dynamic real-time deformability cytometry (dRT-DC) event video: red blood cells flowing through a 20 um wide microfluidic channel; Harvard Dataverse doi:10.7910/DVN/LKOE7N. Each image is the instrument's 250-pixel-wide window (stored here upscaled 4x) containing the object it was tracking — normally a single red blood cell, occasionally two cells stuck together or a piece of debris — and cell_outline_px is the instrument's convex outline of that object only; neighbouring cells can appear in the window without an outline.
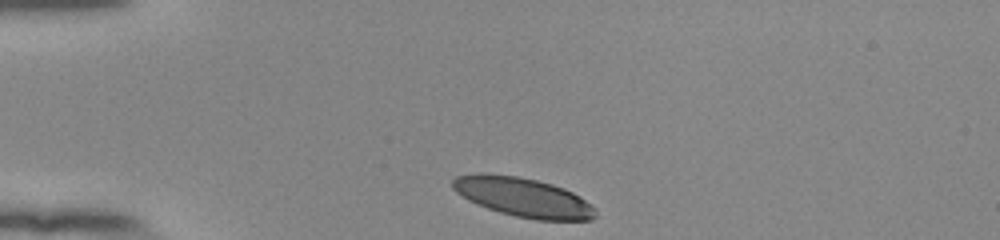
{"species": "human", "species_latin": "Homo sapiens", "temperature_condition": "room temperature", "stored_images_in_passage": 33, "camera_frame_rate_fps": 3000, "um_per_image_px": 0.085, "donor": {"sex": "female"}, "frame": {"image": 1, "passage_image": 1, "time_ms": 0.0, "image_size_px": [1000, 240], "cell_outline_px": [[596, 216], [592, 220], [536, 220], [516, 216], [500, 212], [476, 204], [468, 200], [456, 192], [452, 188], [452, 180], [456, 176], [476, 172], [484, 172], [516, 176], [536, 180], [552, 184], [564, 188], [580, 196], [596, 208]], "centroid_in_image_um": [44.45, 16.75], "position_along_channel_um": 40.6, "area_um2": 32.89}}
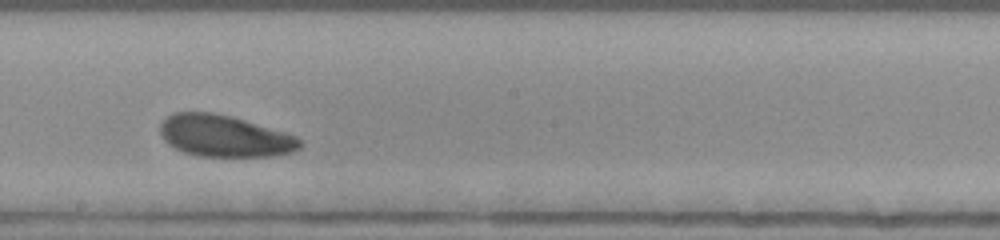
{"frame": {"image": 2, "passage_image": 19, "time_ms": 6.0, "image_size_px": [1000, 240], "cell_outline_px": [[300, 148], [292, 152], [272, 156], [196, 156], [184, 152], [168, 144], [164, 140], [160, 132], [160, 124], [172, 112], [212, 112], [232, 116], [284, 132], [296, 136], [300, 140]], "centroid_in_image_um": [19.05, 11.56], "position_along_channel_um": 229.1, "area_um2": 33.81}}
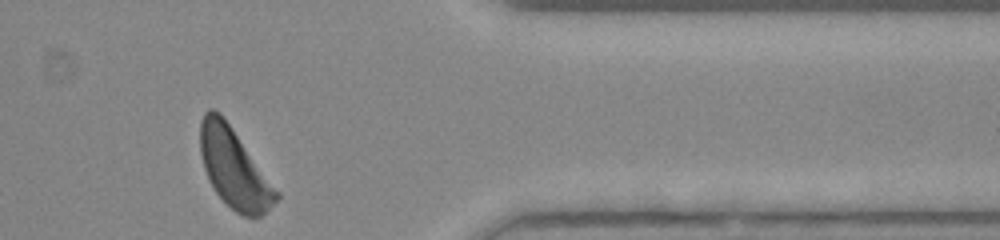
{"frame": {"image": 3, "passage_image": 33, "time_ms": 10.667, "image_size_px": [1000, 240], "cell_outline_px": [[280, 196], [260, 216], [244, 216], [236, 212], [216, 192], [204, 168], [200, 152], [200, 120], [204, 112], [208, 108], [212, 108], [220, 112], [224, 116], [280, 192]], "centroid_in_image_um": [19.89, 14.23], "position_along_channel_um": 391.5, "area_um2": 34.91}, "authors_computed_cell_mechanics": {"area_um2": 34.7378, "velocity_mm_per_s": 3.8249, "shape_relaxation_time_tau1_ms": 2.3258, "shape_relaxation_time_tau2_ms": 6.2257, "deformation_change_tau1": 0.1109, "deformation_change_tau2": 0.1414}}